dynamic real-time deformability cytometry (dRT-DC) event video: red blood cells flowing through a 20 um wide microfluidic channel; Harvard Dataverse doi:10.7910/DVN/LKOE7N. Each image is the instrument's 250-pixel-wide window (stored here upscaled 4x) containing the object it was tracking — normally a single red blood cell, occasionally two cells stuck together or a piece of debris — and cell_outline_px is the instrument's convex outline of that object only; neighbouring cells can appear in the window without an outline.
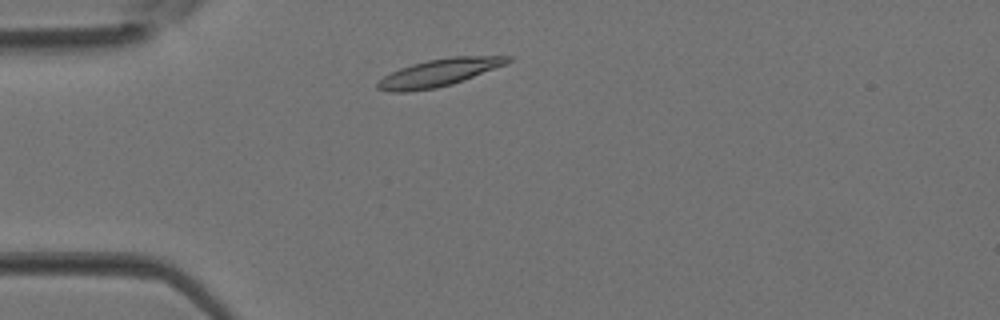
{"species": "Egyptian fruit bat (a non-hibernating species)", "species_latin": "Rousettus aegyptiacus", "temperature_condition": "room temperature", "stored_images_in_passage": 2, "camera_frame_rate_fps": 3000, "um_per_image_px": 0.085, "animal": {"sex": "female"}, "frame": {"image": 1, "passage_image": 2, "time_ms": 0.333, "image_size_px": [1000, 320], "cell_outline_px": [[512, 60], [504, 64], [452, 84], [436, 88], [408, 92], [388, 92], [376, 88], [376, 84], [384, 76], [400, 68], [412, 64], [428, 60], [452, 56], [512, 56]], "centroid_in_image_um": [37.26, 6.18], "position_along_channel_um": 47.7, "area_um2": 20.46}}